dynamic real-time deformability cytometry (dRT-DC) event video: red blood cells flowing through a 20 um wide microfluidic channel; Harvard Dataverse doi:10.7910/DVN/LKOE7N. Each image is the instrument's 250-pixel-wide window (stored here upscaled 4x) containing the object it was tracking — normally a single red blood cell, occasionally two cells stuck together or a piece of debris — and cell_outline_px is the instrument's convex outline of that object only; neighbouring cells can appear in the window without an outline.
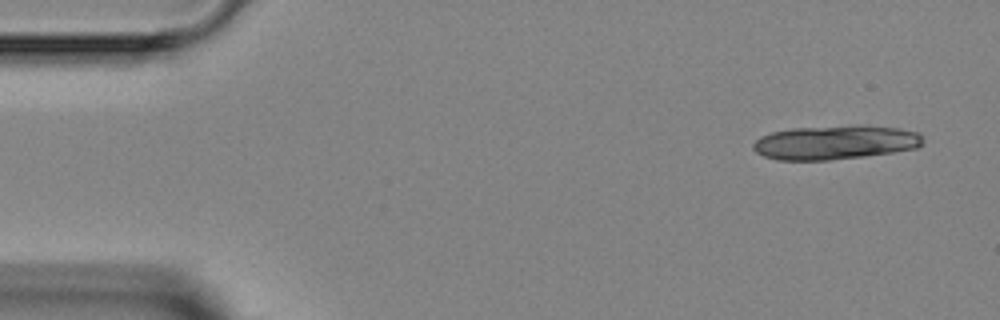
{"species": "Egyptian fruit bat (a non-hibernating species)", "species_latin": "Rousettus aegyptiacus", "temperature_condition": "room temperature", "stored_images_in_passage": 4, "camera_frame_rate_fps": 3000, "um_per_image_px": 0.085, "animal": {"sex": "female"}, "frame": {"image": 1, "passage_image": 1, "time_ms": 0.0, "image_size_px": [1000, 320], "cell_outline_px": [[924, 144], [916, 148], [892, 152], [864, 156], [828, 160], [776, 160], [764, 156], [756, 152], [752, 148], [752, 144], [760, 136], [772, 132], [792, 128], [852, 124], [860, 124], [900, 128], [920, 132], [924, 140]], "centroid_in_image_um": [71.02, 12.08], "position_along_channel_um": 14.0, "area_um2": 34.33}}